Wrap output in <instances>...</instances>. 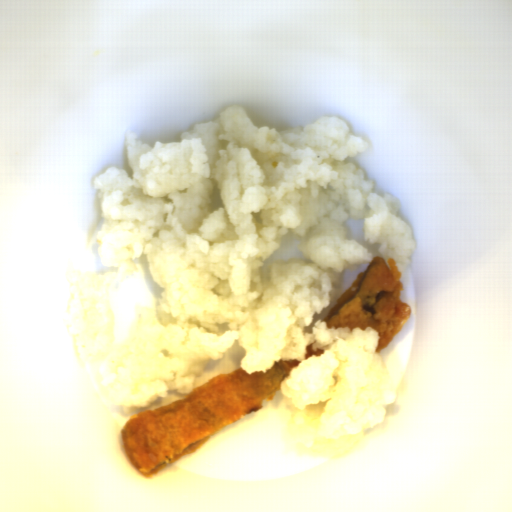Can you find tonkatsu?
Wrapping results in <instances>:
<instances>
[{"mask_svg":"<svg viewBox=\"0 0 512 512\" xmlns=\"http://www.w3.org/2000/svg\"><path fill=\"white\" fill-rule=\"evenodd\" d=\"M323 353H324V350H322V349H317V348H316V350H313V348H312V344H309V345H307V346H306V355H305V359H306V358H309V357H310V356H312V355L319 356V355H321V354H323Z\"/></svg>","mask_w":512,"mask_h":512,"instance_id":"08166bc2","label":"tonkatsu"},{"mask_svg":"<svg viewBox=\"0 0 512 512\" xmlns=\"http://www.w3.org/2000/svg\"><path fill=\"white\" fill-rule=\"evenodd\" d=\"M296 360H278L265 371L219 374L186 397L130 418L121 431L124 451L143 475L169 468L213 435L275 398Z\"/></svg>","mask_w":512,"mask_h":512,"instance_id":"d4beea91","label":"tonkatsu"},{"mask_svg":"<svg viewBox=\"0 0 512 512\" xmlns=\"http://www.w3.org/2000/svg\"><path fill=\"white\" fill-rule=\"evenodd\" d=\"M402 272L395 260L373 256L366 270L360 272L342 292L323 318L327 328L372 327L379 339L376 352L384 349L408 322L412 308L404 303Z\"/></svg>","mask_w":512,"mask_h":512,"instance_id":"3a3dc1c2","label":"tonkatsu"}]
</instances>
